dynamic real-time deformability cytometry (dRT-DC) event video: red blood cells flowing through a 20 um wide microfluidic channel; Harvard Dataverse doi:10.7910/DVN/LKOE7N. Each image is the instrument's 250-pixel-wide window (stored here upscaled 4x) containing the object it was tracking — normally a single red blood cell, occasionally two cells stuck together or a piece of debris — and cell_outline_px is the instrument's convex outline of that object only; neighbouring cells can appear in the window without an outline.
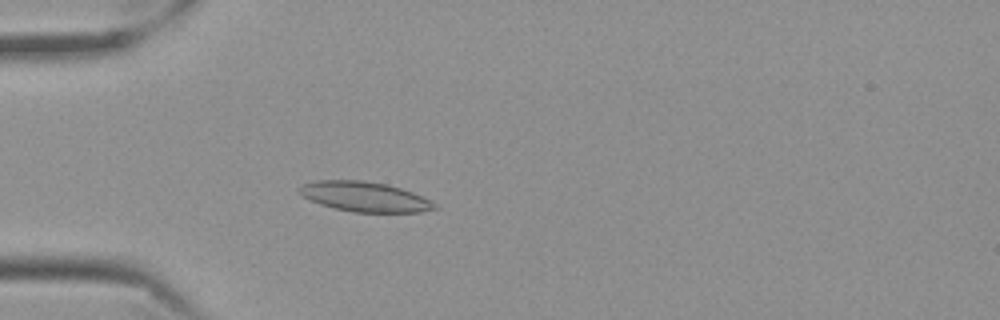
{"species": "Egyptian fruit bat (a non-hibernating species)", "species_latin": "Rousettus aegyptiacus", "temperature_condition": "cold", "stored_images_in_passage": 58, "camera_frame_rate_fps": 3000, "um_per_image_px": 0.085, "frame": {"image": 1, "passage_image": 17, "time_ms": 5.333, "image_size_px": [1000, 320], "cell_outline_px": [[440, 208], [420, 212], [352, 212], [320, 204], [304, 196], [300, 192], [300, 188], [304, 184], [316, 180], [364, 180], [388, 184], [412, 192], [436, 204]], "centroid_in_image_um": [31.03, 16.72], "position_along_channel_um": 54.0, "area_um2": 23.29}}
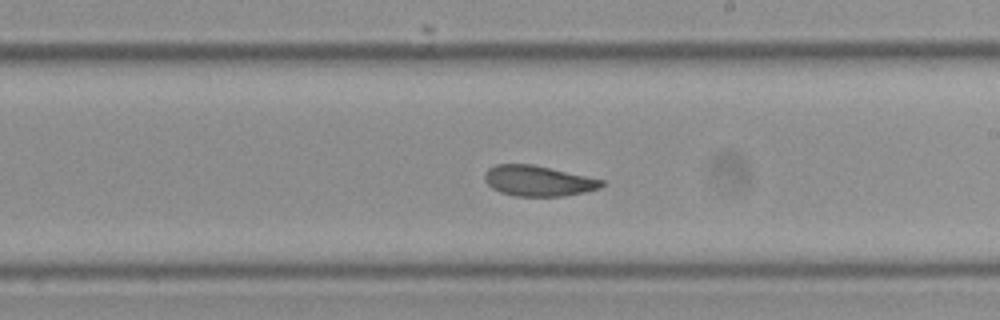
{"frame": {"image": 2, "passage_image": 34, "time_ms": 11.0, "image_size_px": [1000, 320], "cell_outline_px": [[604, 184], [600, 188], [584, 192], [564, 196], [516, 196], [500, 192], [492, 188], [484, 180], [484, 176], [488, 168], [496, 164], [532, 164], [604, 180]], "centroid_in_image_um": [45.72, 15.37], "position_along_channel_um": 243.3, "area_um2": 20.69}}
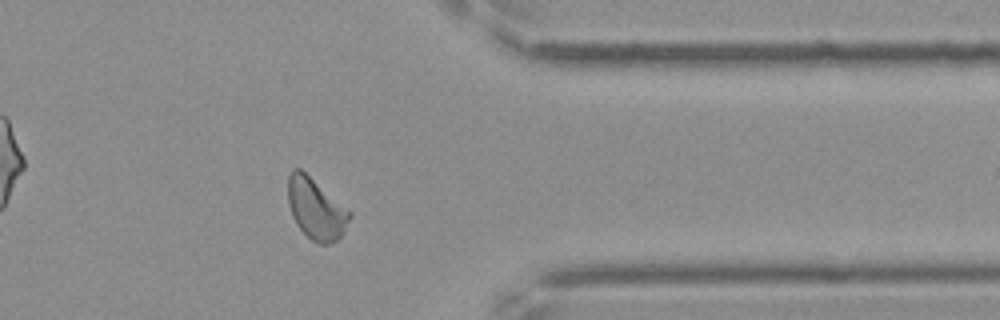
{"frame": {"image": 3, "passage_image": 47, "time_ms": 15.333, "image_size_px": [1000, 320], "cell_outline_px": [[352, 216], [340, 236], [332, 244], [320, 244], [312, 240], [296, 224], [292, 216], [288, 204], [288, 176], [292, 168], [300, 168], [352, 212]], "centroid_in_image_um": [26.84, 17.74], "position_along_channel_um": 384.6, "area_um2": 21.79}, "authors_computed_cell_mechanics": {"area_um2": 21.8195, "velocity_mm_per_s": 3.5055, "shape_relaxation_time_tau1_ms": null, "shape_relaxation_time_tau2_ms": 4.2693, "deformation_change_tau1": null, "deformation_change_tau2": 0.0943}}